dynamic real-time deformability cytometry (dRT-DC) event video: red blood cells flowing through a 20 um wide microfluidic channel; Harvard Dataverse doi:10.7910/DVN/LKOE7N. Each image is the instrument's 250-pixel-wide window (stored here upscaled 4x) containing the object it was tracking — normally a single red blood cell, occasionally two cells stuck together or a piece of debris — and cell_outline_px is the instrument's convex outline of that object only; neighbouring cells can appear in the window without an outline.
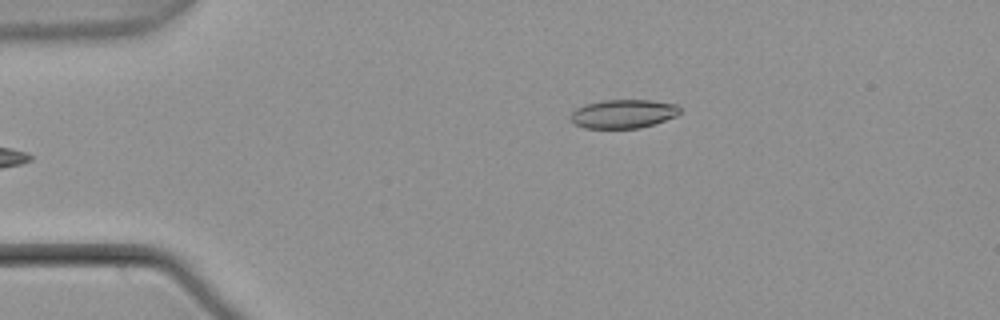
{"species": "common noctule bat (a hibernating species)", "species_latin": "Nyctalus noctula", "temperature_condition": "warm", "stored_images_in_passage": 5, "camera_frame_rate_fps": 3000, "um_per_image_px": 0.085, "animal": {"sex": "male", "body_mass_g": 21.5, "forearm_length_mm": 52.0}, "frame": {"image": 1, "passage_image": 5, "time_ms": 1.333, "image_size_px": [1000, 320], "cell_outline_px": [[680, 112], [676, 116], [640, 128], [584, 128], [576, 124], [572, 120], [572, 112], [576, 108], [584, 104], [604, 100], [652, 100], [676, 104], [680, 108]], "centroid_in_image_um": [52.98, 9.66], "position_along_channel_um": 32.0, "area_um2": 18.15}}